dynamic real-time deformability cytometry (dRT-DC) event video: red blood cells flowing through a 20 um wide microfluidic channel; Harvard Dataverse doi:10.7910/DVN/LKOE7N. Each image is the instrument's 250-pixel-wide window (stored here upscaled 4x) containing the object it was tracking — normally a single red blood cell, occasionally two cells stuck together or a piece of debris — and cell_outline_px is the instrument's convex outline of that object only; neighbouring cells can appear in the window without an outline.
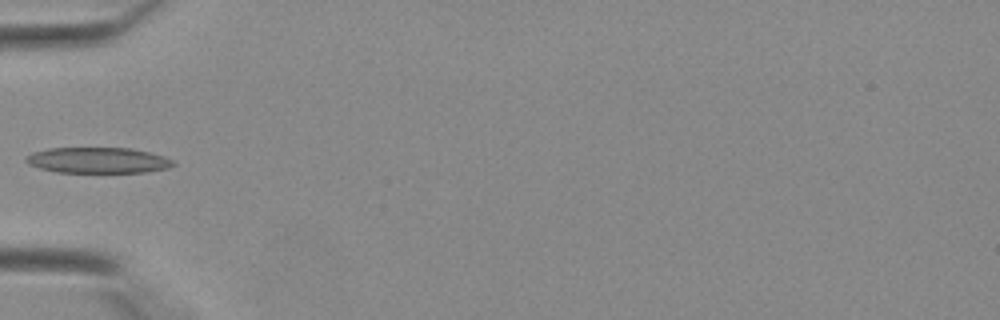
{"species": "Egyptian fruit bat (a non-hibernating species)", "species_latin": "Rousettus aegyptiacus", "temperature_condition": "warm", "stored_images_in_passage": 15, "camera_frame_rate_fps": 3000, "um_per_image_px": 0.085, "animal": {"sex": "female"}, "frame": {"image": 1, "passage_image": 1, "time_ms": 0.0, "image_size_px": [1000, 320], "cell_outline_px": [[176, 164], [168, 168], [144, 172], [56, 172], [40, 168], [28, 164], [24, 160], [32, 152], [48, 148], [132, 148], [164, 156], [172, 160]], "centroid_in_image_um": [8.32, 13.62], "position_along_channel_um": 76.7, "area_um2": 22.02}}
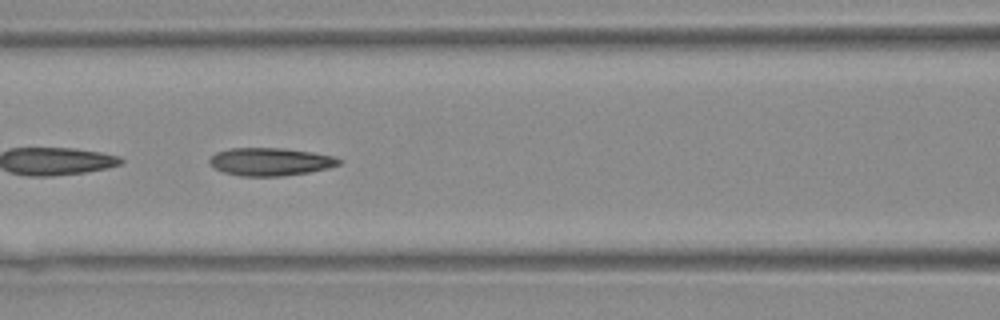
{"frame": {"image": 2, "passage_image": 5, "time_ms": 1.333, "image_size_px": [1000, 320], "cell_outline_px": [[340, 164], [328, 168], [308, 172], [284, 176], [240, 176], [224, 172], [208, 164], [208, 160], [216, 152], [232, 148], [284, 148], [312, 152], [332, 156], [340, 160]], "centroid_in_image_um": [22.95, 13.74], "position_along_channel_um": 143.7, "area_um2": 20.92}}
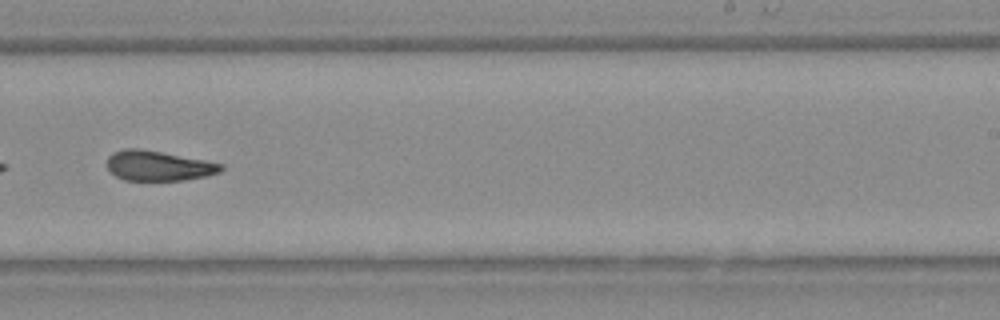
{"frame": {"image": 3, "passage_image": 13, "time_ms": 4.0, "image_size_px": [1000, 320], "cell_outline_px": [[224, 168], [220, 172], [204, 176], [184, 180], [124, 180], [116, 176], [108, 168], [108, 156], [112, 152], [124, 148], [140, 148], [204, 160], [224, 164]], "centroid_in_image_um": [13.45, 14.08], "position_along_channel_um": 275.5, "area_um2": 19.83}}